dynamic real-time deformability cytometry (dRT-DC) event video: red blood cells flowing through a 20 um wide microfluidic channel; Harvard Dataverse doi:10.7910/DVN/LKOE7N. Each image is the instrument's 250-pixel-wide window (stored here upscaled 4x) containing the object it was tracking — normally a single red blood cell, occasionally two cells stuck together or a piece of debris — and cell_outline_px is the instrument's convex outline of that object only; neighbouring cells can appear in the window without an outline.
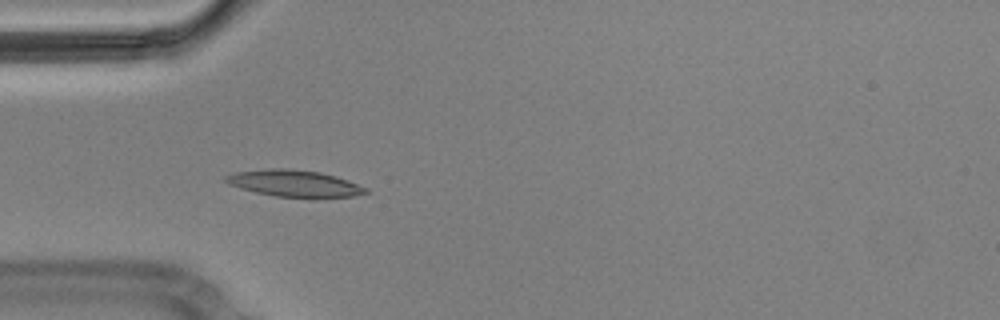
{"species": "Egyptian fruit bat (a non-hibernating species)", "species_latin": "Rousettus aegyptiacus", "temperature_condition": "cold", "stored_images_in_passage": 6, "camera_frame_rate_fps": 3000, "um_per_image_px": 0.085, "animal": {"sex": "male"}, "frame": {"image": 1, "passage_image": 4, "time_ms": 1.0, "image_size_px": [1000, 320], "cell_outline_px": [[368, 192], [356, 196], [316, 200], [312, 200], [276, 196], [256, 192], [240, 188], [228, 184], [224, 180], [224, 176], [236, 172], [272, 168], [288, 168], [320, 172], [336, 176], [348, 180], [368, 188]], "centroid_in_image_um": [25.1, 15.63], "position_along_channel_um": 59.9, "area_um2": 22.54}}